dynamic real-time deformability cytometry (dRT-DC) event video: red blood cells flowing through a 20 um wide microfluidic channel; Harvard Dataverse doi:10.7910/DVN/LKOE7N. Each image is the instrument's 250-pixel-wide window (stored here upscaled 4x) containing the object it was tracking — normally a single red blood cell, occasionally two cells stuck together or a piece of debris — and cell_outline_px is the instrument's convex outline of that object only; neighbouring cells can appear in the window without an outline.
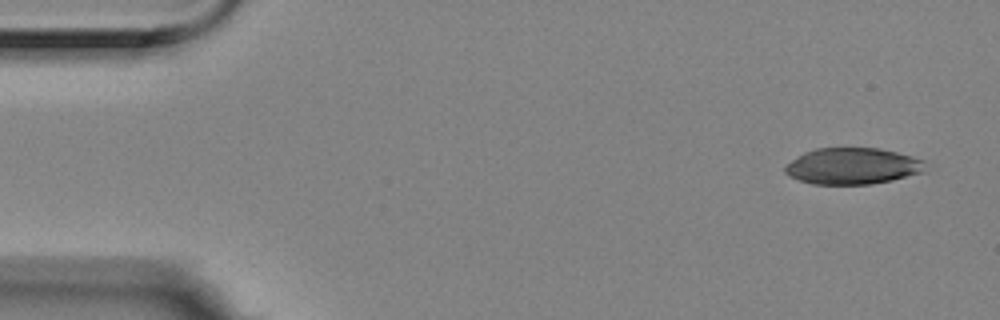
{"species": "Egyptian fruit bat (a non-hibernating species)", "species_latin": "Rousettus aegyptiacus", "temperature_condition": "room temperature", "stored_images_in_passage": 8, "camera_frame_rate_fps": 3000, "um_per_image_px": 0.085, "animal": {"sex": "female"}, "frame": {"image": 1, "passage_image": 1, "time_ms": 0.0, "image_size_px": [1000, 320], "cell_outline_px": [[924, 172], [892, 180], [872, 184], [812, 184], [788, 176], [784, 172], [784, 168], [792, 160], [804, 152], [816, 148], [880, 148], [912, 156], [924, 160]], "centroid_in_image_um": [72.46, 14.12], "position_along_channel_um": 12.5, "area_um2": 29.71}}
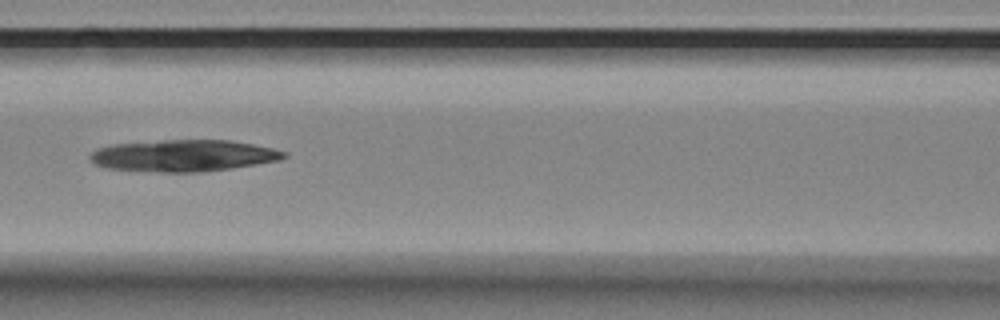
{"frame": {"image": 2, "passage_image": 7, "time_ms": 2.0, "image_size_px": [1000, 320], "cell_outline_px": [[288, 156], [280, 160], [232, 168], [200, 172], [164, 172], [104, 168], [96, 164], [88, 156], [96, 148], [112, 144], [164, 140], [232, 140], [272, 148], [288, 152]], "centroid_in_image_um": [15.6, 13.22], "position_along_channel_um": 151.0, "area_um2": 35.84}}
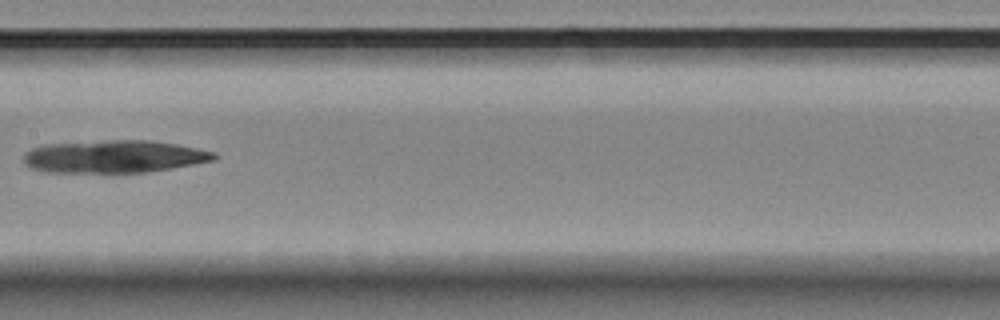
{"frame": {"image": 3, "passage_image": 8, "time_ms": 2.333, "image_size_px": [1000, 320], "cell_outline_px": [[220, 156], [216, 160], [172, 168], [148, 172], [48, 172], [28, 168], [24, 164], [24, 152], [32, 148], [44, 144], [108, 140], [148, 140], [176, 144], [216, 152]], "centroid_in_image_um": [9.7, 13.3], "position_along_channel_um": 197.7, "area_um2": 36.41}}